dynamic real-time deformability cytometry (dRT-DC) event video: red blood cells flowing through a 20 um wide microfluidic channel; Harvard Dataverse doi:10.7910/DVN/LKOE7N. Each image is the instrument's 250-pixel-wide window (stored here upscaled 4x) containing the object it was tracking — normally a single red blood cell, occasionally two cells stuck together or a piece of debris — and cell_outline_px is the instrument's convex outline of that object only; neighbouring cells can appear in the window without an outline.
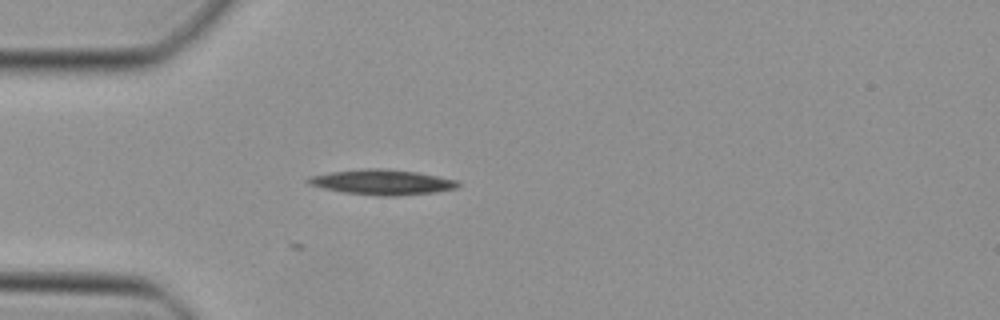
{"species": "Egyptian fruit bat (a non-hibernating species)", "species_latin": "Rousettus aegyptiacus", "temperature_condition": "cold", "stored_images_in_passage": 35, "camera_frame_rate_fps": 3000, "um_per_image_px": 0.085, "animal": {"sex": "female"}, "frame": {"image": 1, "passage_image": 1, "time_ms": 0.0, "image_size_px": [1000, 320], "cell_outline_px": [[460, 184], [456, 188], [436, 192], [396, 196], [380, 196], [344, 192], [324, 188], [308, 184], [304, 180], [308, 176], [332, 172], [364, 168], [380, 168], [416, 172], [456, 180]], "centroid_in_image_um": [32.44, 15.48], "position_along_channel_um": 52.6, "area_um2": 21.85}}
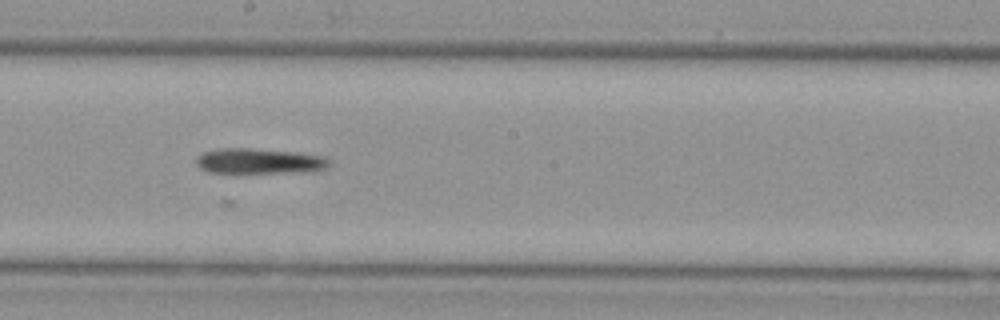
{"frame": {"image": 2, "passage_image": 14, "time_ms": 4.333, "image_size_px": [1000, 320], "cell_outline_px": [[332, 160], [324, 168], [300, 172], [236, 176], [208, 172], [200, 168], [196, 164], [196, 160], [204, 152], [220, 148], [248, 148], [296, 152], [324, 156]], "centroid_in_image_um": [21.97, 13.75], "position_along_channel_um": 226.2, "area_um2": 20.63}}
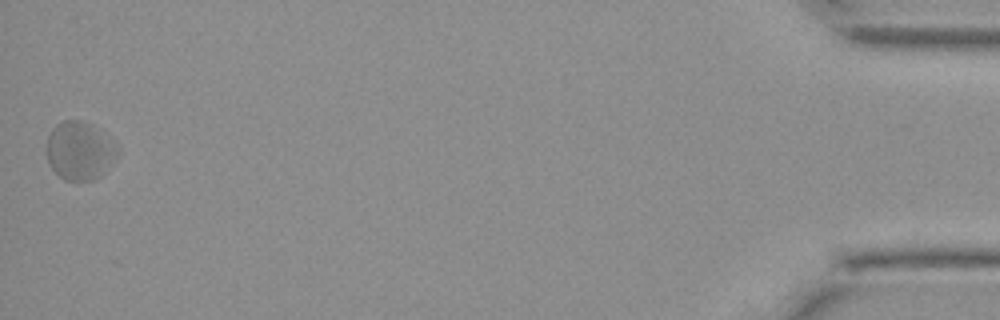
{"frame": {"image": 3, "passage_image": 35, "time_ms": 11.333, "image_size_px": [1000, 320], "cell_outline_px": [[120, 152], [116, 160], [100, 176], [92, 180], [64, 180], [52, 168], [48, 160], [48, 136], [52, 128], [56, 124], [64, 120], [80, 120], [92, 124], [116, 144], [120, 148]], "centroid_in_image_um": [6.81, 12.8], "position_along_channel_um": 428.4, "area_um2": 24.04}}